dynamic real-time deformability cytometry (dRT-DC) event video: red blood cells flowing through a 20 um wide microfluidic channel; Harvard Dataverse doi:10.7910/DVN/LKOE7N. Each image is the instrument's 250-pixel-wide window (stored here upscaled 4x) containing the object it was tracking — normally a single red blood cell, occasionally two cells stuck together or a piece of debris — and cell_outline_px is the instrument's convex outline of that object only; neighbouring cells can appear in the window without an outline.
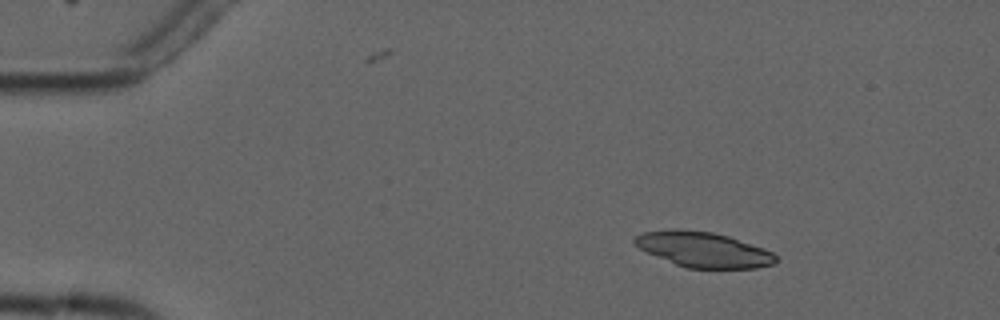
{"species": "common noctule bat (a hibernating species)", "species_latin": "Nyctalus noctula", "temperature_condition": "cold", "stored_images_in_passage": 2, "camera_frame_rate_fps": 3000, "um_per_image_px": 0.085, "animal": {"sex": "male", "forearm_length_mm": 52.5}, "frame": {"image": 1, "passage_image": 1, "time_ms": 0.0, "image_size_px": [1000, 320], "cell_outline_px": [[776, 260], [772, 264], [756, 268], [688, 268], [676, 264], [648, 252], [640, 248], [632, 240], [636, 236], [644, 232], [672, 228], [676, 228], [712, 232], [728, 236], [764, 248], [772, 252], [776, 256]], "centroid_in_image_um": [59.79, 21.2], "position_along_channel_um": 25.2, "area_um2": 28.67}}